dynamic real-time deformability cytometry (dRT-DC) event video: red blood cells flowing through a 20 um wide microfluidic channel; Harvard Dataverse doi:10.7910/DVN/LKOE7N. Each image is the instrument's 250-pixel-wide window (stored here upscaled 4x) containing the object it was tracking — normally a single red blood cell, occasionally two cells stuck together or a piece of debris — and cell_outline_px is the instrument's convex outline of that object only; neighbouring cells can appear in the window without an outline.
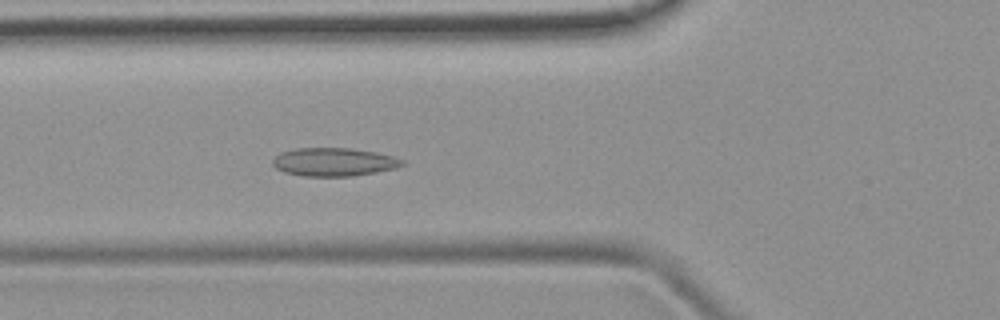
{"species": "common noctule bat (a hibernating species)", "species_latin": "Nyctalus noctula", "temperature_condition": "room temperature", "stored_images_in_passage": 48, "camera_frame_rate_fps": 3000, "um_per_image_px": 0.085, "animal": {"sex": "female", "body_mass_g": 19.9}, "frame": {"image": 1, "passage_image": 17, "time_ms": 5.333, "image_size_px": [1000, 320], "cell_outline_px": [[408, 164], [396, 168], [376, 172], [352, 176], [304, 176], [284, 172], [276, 168], [272, 164], [272, 160], [280, 152], [296, 148], [352, 148], [376, 152], [392, 156], [404, 160]], "centroid_in_image_um": [28.4, 13.76], "position_along_channel_um": 97.4, "area_um2": 21.5}}
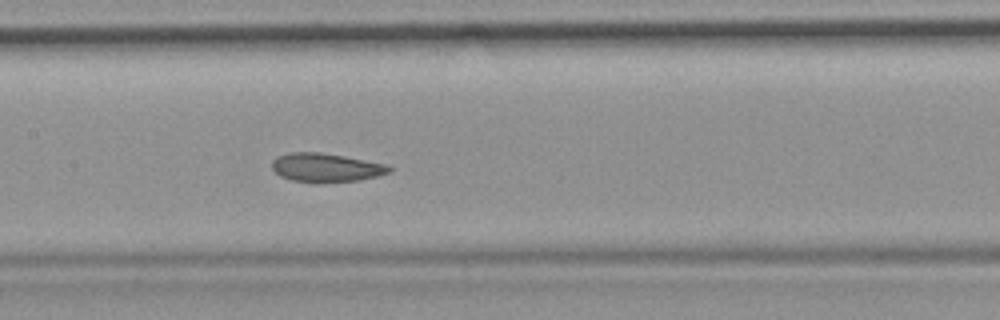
{"frame": {"image": 2, "passage_image": 23, "time_ms": 7.333, "image_size_px": [1000, 320], "cell_outline_px": [[392, 172], [380, 176], [360, 180], [316, 184], [292, 180], [280, 176], [272, 168], [272, 160], [276, 156], [288, 152], [320, 152], [344, 156], [388, 164], [392, 168]], "centroid_in_image_um": [27.73, 14.26], "position_along_channel_um": 179.7, "area_um2": 20.17}}
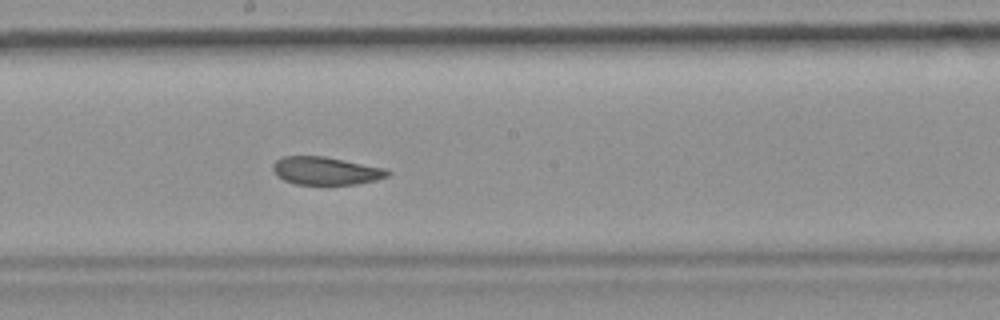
{"frame": {"image": 3, "passage_image": 26, "time_ms": 8.333, "image_size_px": [1000, 320], "cell_outline_px": [[392, 172], [388, 176], [376, 180], [356, 184], [296, 184], [284, 180], [276, 176], [272, 168], [272, 164], [276, 160], [284, 156], [324, 156], [384, 168]], "centroid_in_image_um": [27.67, 14.52], "position_along_channel_um": 220.5, "area_um2": 18.61}}